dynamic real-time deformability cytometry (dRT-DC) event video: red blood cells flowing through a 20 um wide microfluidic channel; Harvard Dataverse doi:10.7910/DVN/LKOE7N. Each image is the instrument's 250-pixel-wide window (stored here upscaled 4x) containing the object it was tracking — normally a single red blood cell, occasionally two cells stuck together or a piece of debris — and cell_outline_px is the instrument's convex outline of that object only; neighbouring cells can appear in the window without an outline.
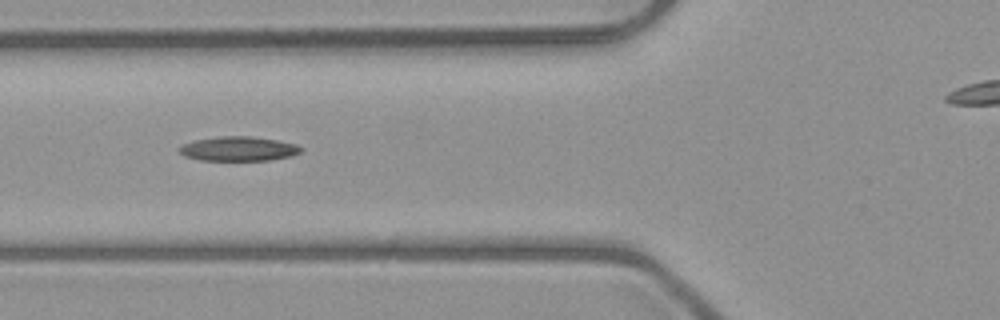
{"species": "common noctule bat (a hibernating species)", "species_latin": "Nyctalus noctula", "temperature_condition": "room temperature", "stored_images_in_passage": 3, "camera_frame_rate_fps": 3000, "um_per_image_px": 0.085, "animal": {"sex": "male", "body_mass_g": 23.1, "forearm_length_mm": 52.7}, "frame": {"image": 1, "passage_image": 2, "time_ms": 1.0, "image_size_px": [1000, 320], "cell_outline_px": [[304, 148], [300, 152], [292, 156], [268, 160], [200, 160], [184, 156], [176, 148], [184, 144], [196, 140], [220, 136], [248, 136], [276, 140], [296, 144]], "centroid_in_image_um": [20.27, 12.65], "position_along_channel_um": 105.5, "area_um2": 17.22}}
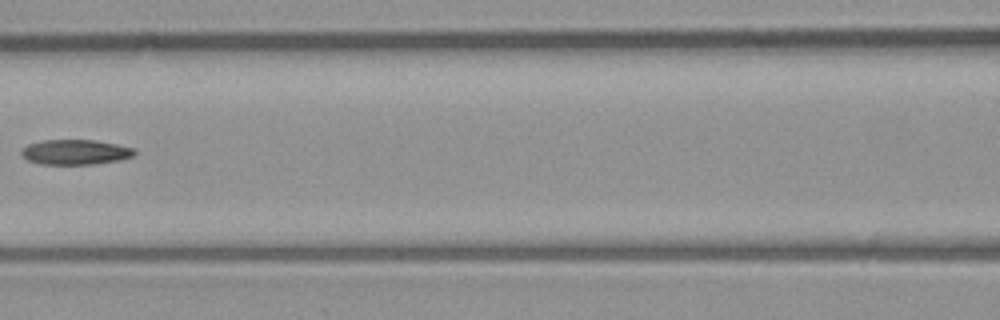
{"frame": {"image": 2, "passage_image": 3, "time_ms": 2.333, "image_size_px": [1000, 320], "cell_outline_px": [[136, 152], [132, 156], [120, 160], [96, 164], [40, 164], [28, 160], [20, 156], [20, 152], [28, 144], [44, 140], [96, 140], [136, 148]], "centroid_in_image_um": [6.41, 12.93], "position_along_channel_um": 160.2, "area_um2": 16.59}}